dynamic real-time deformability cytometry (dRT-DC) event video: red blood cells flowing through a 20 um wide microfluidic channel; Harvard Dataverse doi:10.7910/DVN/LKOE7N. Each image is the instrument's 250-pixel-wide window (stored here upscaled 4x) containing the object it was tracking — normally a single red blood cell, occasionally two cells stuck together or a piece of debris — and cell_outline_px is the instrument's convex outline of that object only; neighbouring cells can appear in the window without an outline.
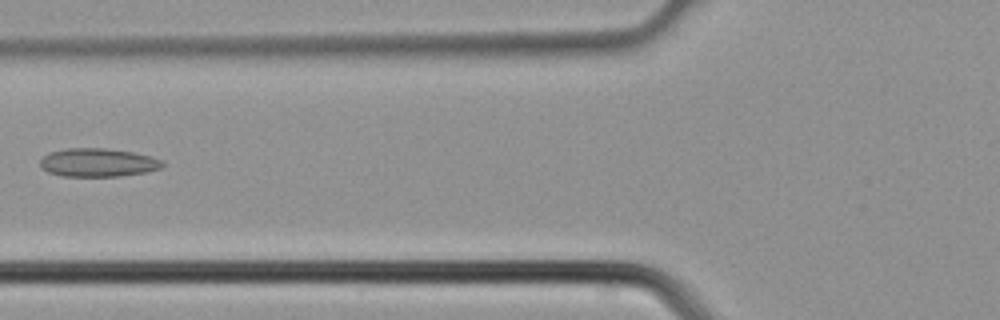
{"species": "common noctule bat (a hibernating species)", "species_latin": "Nyctalus noctula", "temperature_condition": "cold", "stored_images_in_passage": 4, "camera_frame_rate_fps": 3000, "um_per_image_px": 0.085, "animal": {"sex": "male", "body_mass_g": 21.5, "forearm_length_mm": 52.0}, "frame": {"image": 1, "passage_image": 4, "time_ms": 1.0, "image_size_px": [1000, 320], "cell_outline_px": [[164, 164], [160, 168], [148, 172], [120, 176], [60, 176], [48, 172], [40, 168], [40, 160], [48, 152], [68, 148], [104, 148], [132, 152], [164, 160]], "centroid_in_image_um": [8.3, 13.82], "position_along_channel_um": 117.5, "area_um2": 20.35}}